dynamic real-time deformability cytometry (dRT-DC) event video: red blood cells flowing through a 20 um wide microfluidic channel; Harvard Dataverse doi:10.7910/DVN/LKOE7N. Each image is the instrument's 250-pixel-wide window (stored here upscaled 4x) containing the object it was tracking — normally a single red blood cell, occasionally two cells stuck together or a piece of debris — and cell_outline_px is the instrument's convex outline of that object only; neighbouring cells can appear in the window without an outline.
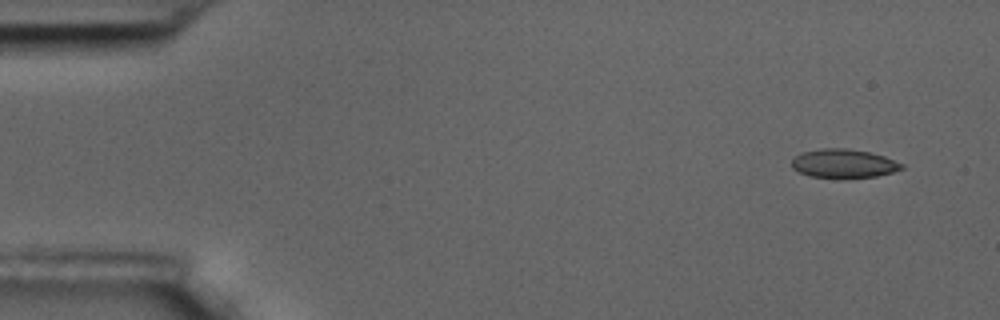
{"species": "common noctule bat (a hibernating species)", "species_latin": "Nyctalus noctula", "temperature_condition": "room temperature", "stored_images_in_passage": 6, "camera_frame_rate_fps": 3000, "um_per_image_px": 0.085, "animal": {"sex": "male", "body_mass_g": 17.5, "forearm_length_mm": 52.3}, "frame": {"image": 1, "passage_image": 1, "time_ms": 0.0, "image_size_px": [1000, 320], "cell_outline_px": [[904, 168], [892, 172], [876, 176], [812, 176], [800, 172], [792, 168], [792, 160], [800, 152], [820, 148], [848, 148], [868, 152], [884, 156], [904, 164]], "centroid_in_image_um": [71.71, 13.86], "position_along_channel_um": 13.3, "area_um2": 17.92}}
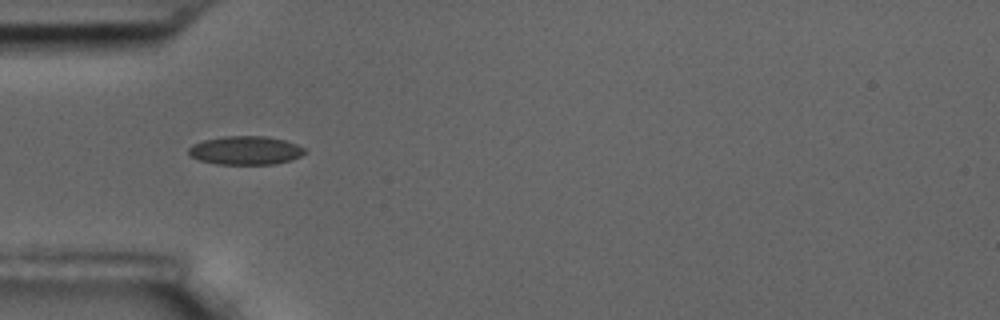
{"frame": {"image": 2, "passage_image": 5, "time_ms": 1.333, "image_size_px": [1000, 320], "cell_outline_px": [[304, 152], [300, 156], [292, 160], [272, 164], [216, 164], [200, 160], [192, 156], [188, 152], [188, 148], [192, 144], [204, 140], [224, 136], [264, 136], [284, 140], [296, 144], [304, 148]], "centroid_in_image_um": [20.85, 12.78], "position_along_channel_um": 64.2, "area_um2": 19.19}}